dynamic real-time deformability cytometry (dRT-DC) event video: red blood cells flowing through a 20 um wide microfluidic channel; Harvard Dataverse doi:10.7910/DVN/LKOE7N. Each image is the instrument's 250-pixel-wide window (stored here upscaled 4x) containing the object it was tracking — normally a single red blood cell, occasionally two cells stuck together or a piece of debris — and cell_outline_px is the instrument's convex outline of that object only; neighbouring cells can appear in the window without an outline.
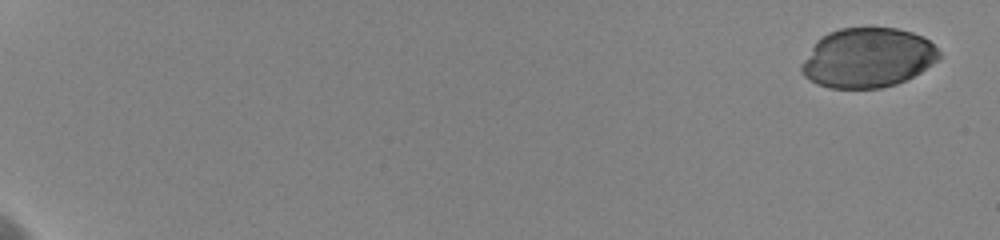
{"species": "human", "species_latin": "Homo sapiens", "temperature_condition": "cold", "stored_images_in_passage": 10, "camera_frame_rate_fps": 3000, "um_per_image_px": 0.085, "donor": {"sex": "female"}, "frame": {"image": 1, "passage_image": 1, "time_ms": 0.0, "image_size_px": [1000, 240], "cell_outline_px": [[940, 60], [920, 72], [896, 84], [880, 88], [828, 88], [816, 84], [804, 76], [800, 68], [800, 64], [816, 40], [828, 32], [840, 28], [896, 28], [912, 32], [924, 36], [940, 52]], "centroid_in_image_um": [73.74, 4.91], "position_along_channel_um": 11.3, "area_um2": 47.97}}
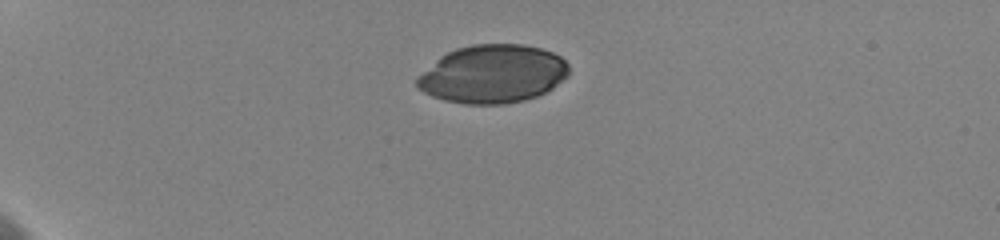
{"frame": {"image": 2, "passage_image": 6, "time_ms": 5.0, "image_size_px": [1000, 240], "cell_outline_px": [[568, 76], [552, 88], [536, 96], [524, 100], [504, 104], [464, 104], [444, 100], [432, 96], [416, 88], [416, 76], [440, 56], [456, 48], [472, 44], [524, 44], [540, 48], [552, 52], [560, 56], [568, 64]], "centroid_in_image_um": [41.85, 6.29], "position_along_channel_um": 43.2, "area_um2": 51.73}}